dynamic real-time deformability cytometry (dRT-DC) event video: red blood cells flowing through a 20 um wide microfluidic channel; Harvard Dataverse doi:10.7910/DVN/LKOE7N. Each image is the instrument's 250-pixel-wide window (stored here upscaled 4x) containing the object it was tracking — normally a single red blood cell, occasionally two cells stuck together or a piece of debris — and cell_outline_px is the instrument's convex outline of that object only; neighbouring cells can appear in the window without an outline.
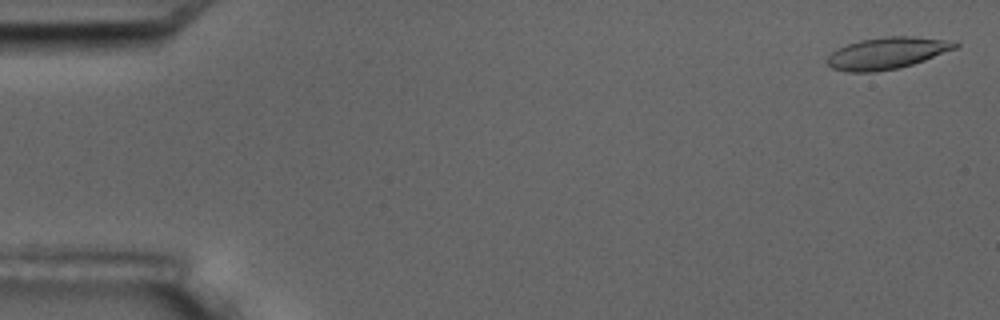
{"species": "common noctule bat (a hibernating species)", "species_latin": "Nyctalus noctula", "temperature_condition": "room temperature", "stored_images_in_passage": 5, "camera_frame_rate_fps": 3000, "um_per_image_px": 0.085, "animal": {"sex": "male", "body_mass_g": 17.5, "forearm_length_mm": 52.3}, "frame": {"image": 1, "passage_image": 1, "time_ms": 0.0, "image_size_px": [1000, 320], "cell_outline_px": [[960, 44], [956, 48], [924, 60], [900, 68], [876, 72], [848, 72], [832, 68], [828, 64], [828, 56], [836, 48], [860, 40], [888, 36], [912, 36], [956, 40]], "centroid_in_image_um": [75.43, 4.51], "position_along_channel_um": 9.6, "area_um2": 23.76}}
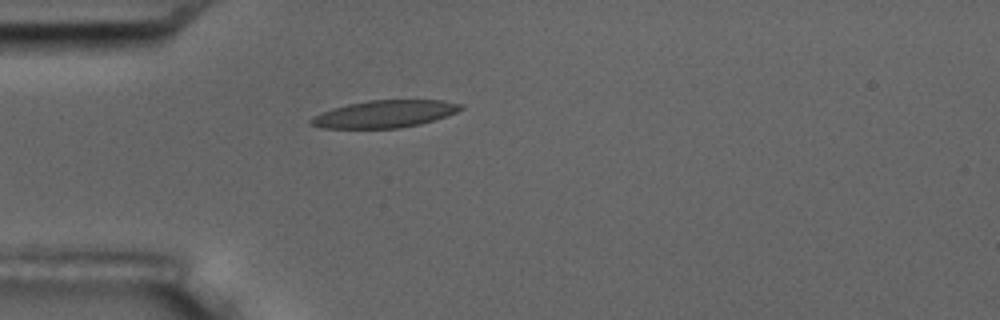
{"frame": {"image": 2, "passage_image": 5, "time_ms": 4.667, "image_size_px": [1000, 320], "cell_outline_px": [[464, 108], [456, 112], [420, 124], [400, 128], [320, 128], [312, 124], [308, 120], [312, 116], [320, 112], [332, 108], [348, 104], [368, 100], [444, 100], [464, 104]], "centroid_in_image_um": [32.67, 9.68], "position_along_channel_um": 52.3, "area_um2": 23.87}}